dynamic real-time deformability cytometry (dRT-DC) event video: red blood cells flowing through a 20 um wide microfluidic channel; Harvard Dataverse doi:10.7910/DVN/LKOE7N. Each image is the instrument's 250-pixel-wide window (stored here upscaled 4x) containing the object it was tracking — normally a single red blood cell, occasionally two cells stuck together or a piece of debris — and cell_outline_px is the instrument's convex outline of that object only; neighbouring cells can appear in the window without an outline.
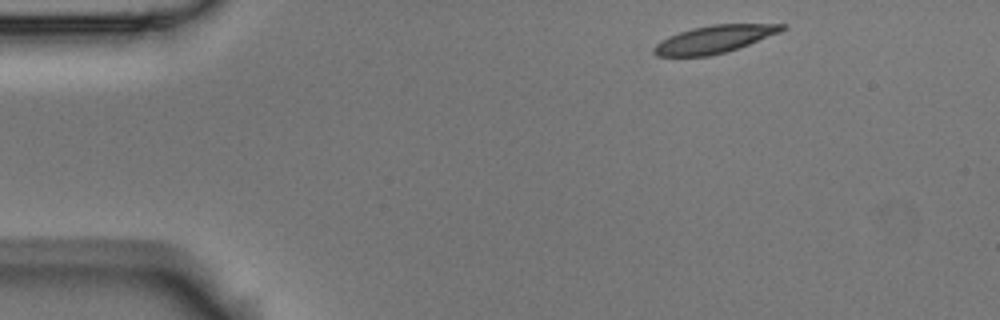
{"species": "Egyptian fruit bat (a non-hibernating species)", "species_latin": "Rousettus aegyptiacus", "temperature_condition": "room temperature", "stored_images_in_passage": 49, "camera_frame_rate_fps": 3000, "um_per_image_px": 0.085, "animal": {"sex": "male"}, "frame": {"image": 1, "passage_image": 1, "time_ms": 0.0, "image_size_px": [1000, 320], "cell_outline_px": [[788, 28], [780, 32], [748, 44], [724, 52], [708, 56], [656, 56], [652, 52], [652, 48], [656, 44], [668, 36], [692, 28], [712, 24], [788, 24]], "centroid_in_image_um": [60.7, 3.32], "position_along_channel_um": 24.3, "area_um2": 20.4}}
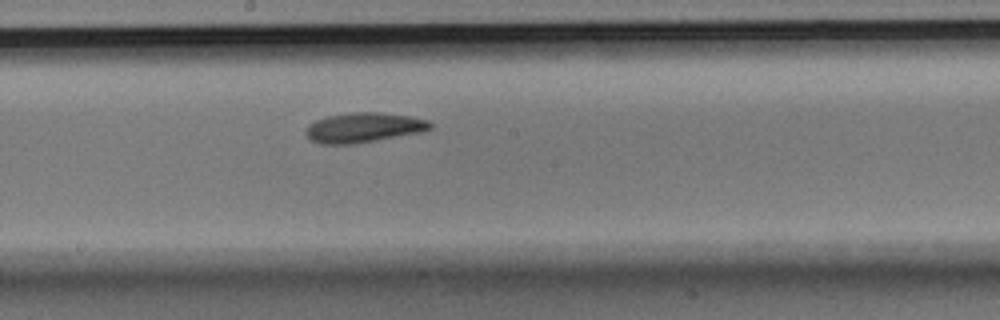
{"frame": {"image": 2, "passage_image": 23, "time_ms": 7.333, "image_size_px": [1000, 320], "cell_outline_px": [[432, 128], [420, 132], [352, 144], [320, 144], [312, 140], [308, 136], [308, 124], [316, 120], [328, 116], [352, 112], [380, 112], [412, 116], [428, 120], [432, 124]], "centroid_in_image_um": [30.94, 10.83], "position_along_channel_um": 217.3, "area_um2": 21.33}}
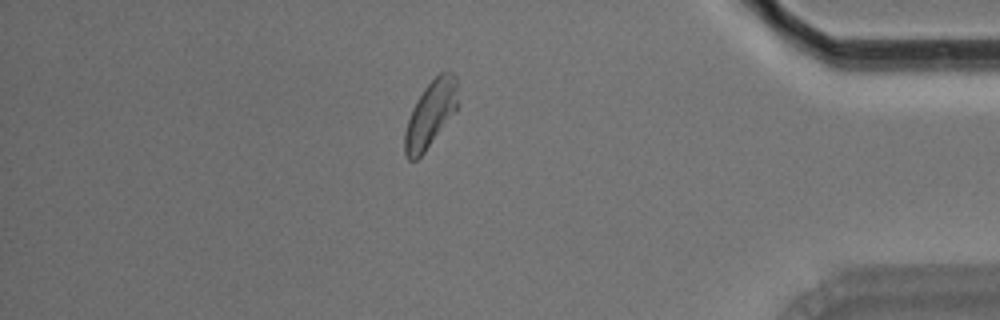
{"frame": {"image": 3, "passage_image": 41, "time_ms": 13.333, "image_size_px": [1000, 320], "cell_outline_px": [[460, 104], [456, 112], [424, 152], [416, 160], [408, 160], [404, 152], [404, 132], [412, 108], [416, 100], [424, 88], [440, 72], [448, 68], [460, 80]], "centroid_in_image_um": [36.68, 9.62], "position_along_channel_um": 398.5, "area_um2": 21.33}, "authors_computed_cell_mechanics": {"area_um2": 21.0392, "velocity_mm_per_s": 3.6025, "shape_relaxation_time_tau1_ms": 4.8074, "shape_relaxation_time_tau2_ms": null, "deformation_change_tau1": 0.1506, "deformation_change_tau2": null}}